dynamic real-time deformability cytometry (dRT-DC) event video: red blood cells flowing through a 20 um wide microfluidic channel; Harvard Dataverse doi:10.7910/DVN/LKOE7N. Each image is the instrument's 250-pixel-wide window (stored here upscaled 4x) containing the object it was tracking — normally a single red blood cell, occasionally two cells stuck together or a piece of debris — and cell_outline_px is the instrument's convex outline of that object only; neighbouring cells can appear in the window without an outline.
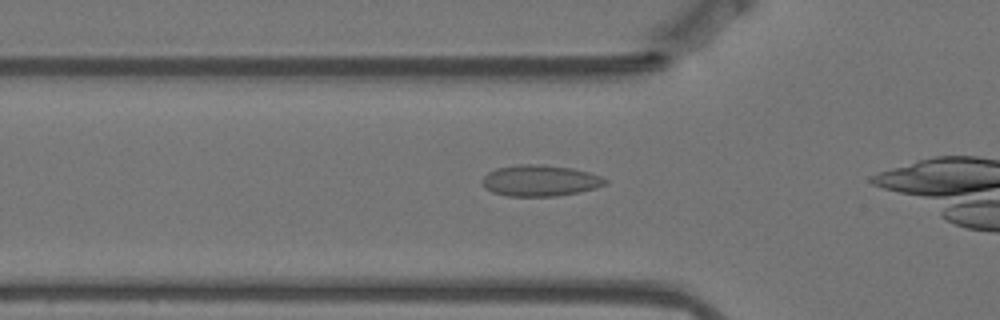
{"species": "Egyptian fruit bat (a non-hibernating species)", "species_latin": "Rousettus aegyptiacus", "temperature_condition": "warm", "stored_images_in_passage": 9, "camera_frame_rate_fps": 3000, "um_per_image_px": 0.085, "animal": {"sex": "female"}, "frame": {"image": 1, "passage_image": 3, "time_ms": 0.667, "image_size_px": [1000, 320], "cell_outline_px": [[608, 180], [604, 184], [596, 188], [580, 192], [556, 196], [504, 196], [492, 192], [484, 188], [480, 184], [480, 180], [488, 172], [496, 168], [520, 164], [536, 164], [572, 168], [588, 172], [600, 176]], "centroid_in_image_um": [45.84, 15.36], "position_along_channel_um": 80.0, "area_um2": 22.48}}
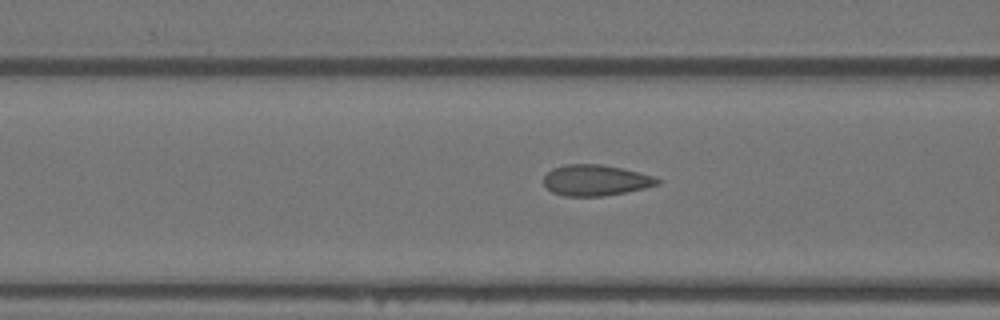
{"frame": {"image": 2, "passage_image": 6, "time_ms": 1.667, "image_size_px": [1000, 320], "cell_outline_px": [[660, 184], [644, 188], [604, 196], [564, 196], [552, 192], [544, 184], [544, 176], [552, 168], [564, 164], [600, 164], [620, 168], [652, 176], [660, 180]], "centroid_in_image_um": [50.58, 15.32], "position_along_channel_um": 116.0, "area_um2": 20.29}}